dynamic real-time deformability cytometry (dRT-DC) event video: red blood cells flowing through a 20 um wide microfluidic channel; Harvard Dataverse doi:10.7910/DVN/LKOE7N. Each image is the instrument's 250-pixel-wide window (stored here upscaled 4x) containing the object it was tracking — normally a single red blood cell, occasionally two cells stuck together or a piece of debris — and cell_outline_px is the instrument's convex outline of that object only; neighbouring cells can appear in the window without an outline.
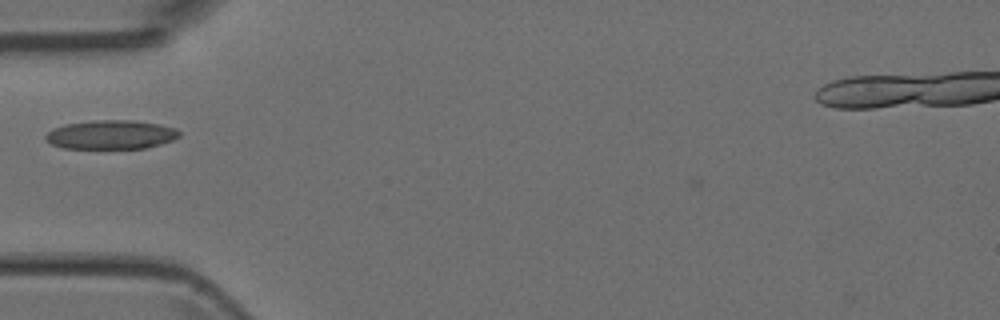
{"species": "Egyptian fruit bat (a non-hibernating species)", "species_latin": "Rousettus aegyptiacus", "temperature_condition": "room temperature", "stored_images_in_passage": 35, "camera_frame_rate_fps": 3000, "um_per_image_px": 0.085, "animal": {"sex": "female"}, "frame": {"image": 1, "passage_image": 1, "time_ms": 0.0, "image_size_px": [1000, 320], "cell_outline_px": [[180, 136], [172, 140], [160, 144], [144, 148], [60, 148], [44, 140], [44, 136], [52, 128], [64, 124], [92, 120], [132, 120], [160, 124], [176, 128], [180, 132]], "centroid_in_image_um": [9.4, 11.44], "position_along_channel_um": 75.6, "area_um2": 22.72}}
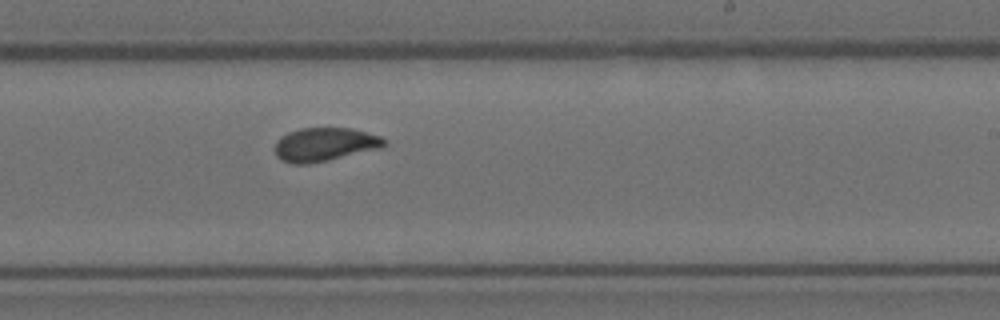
{"frame": {"image": 2, "passage_image": 15, "time_ms": 4.667, "image_size_px": [1000, 320], "cell_outline_px": [[388, 144], [380, 148], [328, 160], [308, 164], [292, 164], [280, 160], [276, 156], [272, 148], [276, 140], [280, 136], [288, 132], [300, 128], [352, 128], [380, 136], [388, 140]], "centroid_in_image_um": [27.55, 12.28], "position_along_channel_um": 261.4, "area_um2": 21.73}}
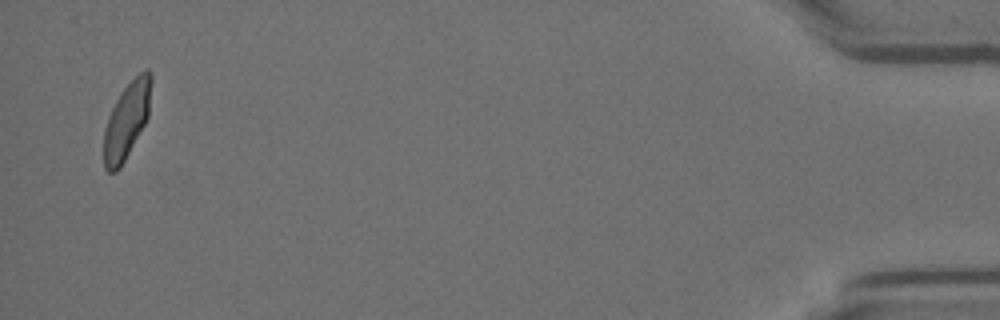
{"frame": {"image": 3, "passage_image": 34, "time_ms": 11.0, "image_size_px": [1000, 320], "cell_outline_px": [[152, 80], [148, 116], [144, 124], [120, 168], [116, 172], [108, 172], [104, 168], [104, 132], [108, 116], [120, 92], [140, 72], [148, 68], [152, 76]], "centroid_in_image_um": [10.77, 10.22], "position_along_channel_um": 424.4, "area_um2": 20.81}}